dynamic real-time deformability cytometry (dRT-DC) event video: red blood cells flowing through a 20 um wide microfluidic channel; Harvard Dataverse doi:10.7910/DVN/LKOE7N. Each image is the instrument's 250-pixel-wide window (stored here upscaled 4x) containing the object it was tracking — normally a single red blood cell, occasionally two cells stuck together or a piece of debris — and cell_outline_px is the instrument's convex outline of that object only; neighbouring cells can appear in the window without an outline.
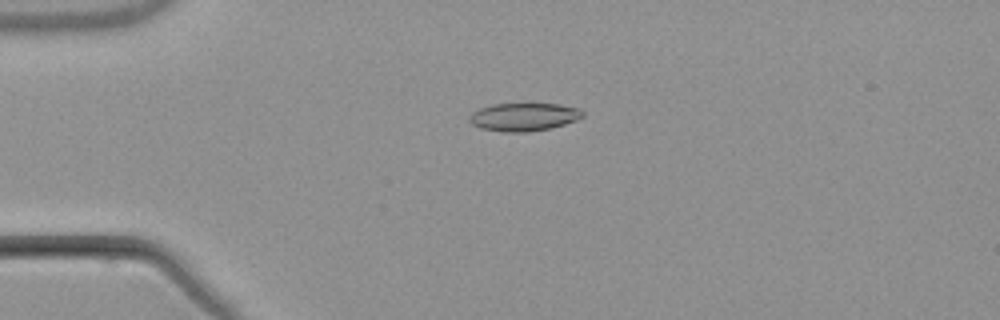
{"species": "common noctule bat (a hibernating species)", "species_latin": "Nyctalus noctula", "temperature_condition": "warm", "stored_images_in_passage": 4, "camera_frame_rate_fps": 3000, "um_per_image_px": 0.085, "animal": {"sex": "male", "body_mass_g": 21.5, "forearm_length_mm": 52.0}, "frame": {"image": 1, "passage_image": 3, "time_ms": 3.333, "image_size_px": [1000, 320], "cell_outline_px": [[584, 116], [576, 120], [552, 128], [528, 132], [500, 132], [480, 128], [472, 124], [468, 120], [468, 116], [472, 112], [480, 108], [492, 104], [560, 104], [580, 108], [584, 112]], "centroid_in_image_um": [44.52, 9.94], "position_along_channel_um": 40.5, "area_um2": 18.73}}